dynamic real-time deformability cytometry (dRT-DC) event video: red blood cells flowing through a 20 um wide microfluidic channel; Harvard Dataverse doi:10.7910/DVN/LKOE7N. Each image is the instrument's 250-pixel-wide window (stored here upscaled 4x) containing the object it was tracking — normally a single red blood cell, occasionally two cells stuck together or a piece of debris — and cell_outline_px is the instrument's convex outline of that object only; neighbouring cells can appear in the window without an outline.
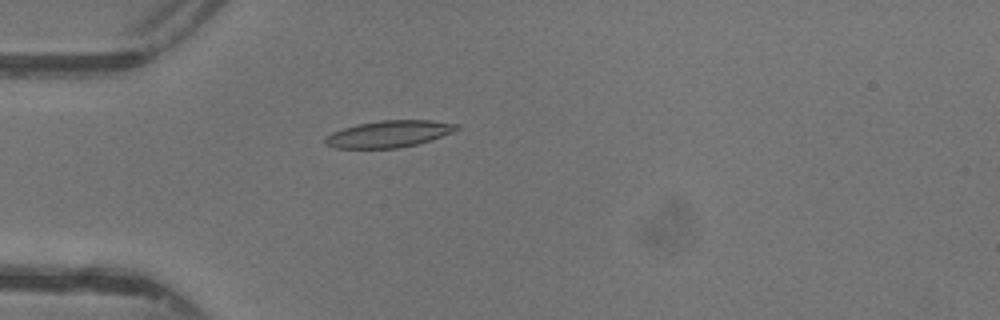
{"species": "common noctule bat (a hibernating species)", "species_latin": "Nyctalus noctula", "temperature_condition": "warm", "stored_images_in_passage": 47, "camera_frame_rate_fps": 3000, "um_per_image_px": 0.085, "animal": {"sex": "female"}, "frame": {"image": 1, "passage_image": 14, "time_ms": 4.333, "image_size_px": [1000, 320], "cell_outline_px": [[460, 128], [452, 132], [416, 144], [400, 148], [336, 148], [324, 144], [324, 136], [332, 132], [356, 124], [380, 120], [432, 120], [460, 124]], "centroid_in_image_um": [33.02, 11.38], "position_along_channel_um": 52.0, "area_um2": 20.52}}
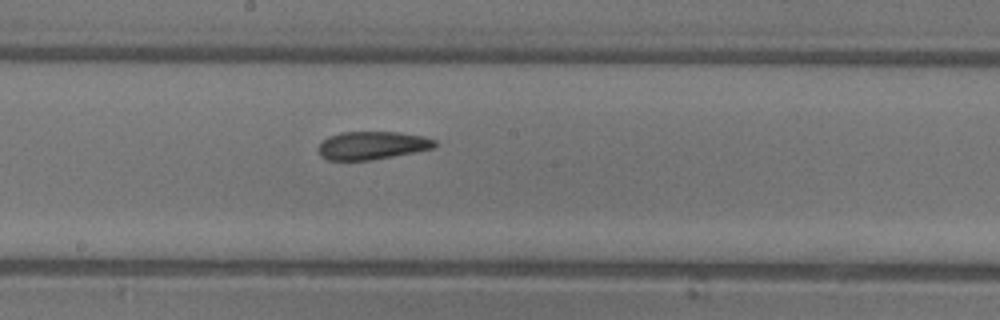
{"frame": {"image": 2, "passage_image": 26, "time_ms": 8.333, "image_size_px": [1000, 320], "cell_outline_px": [[436, 148], [372, 160], [328, 160], [320, 156], [320, 144], [328, 136], [340, 132], [400, 132], [424, 136], [436, 140]], "centroid_in_image_um": [31.67, 12.35], "position_along_channel_um": 216.5, "area_um2": 19.07}}
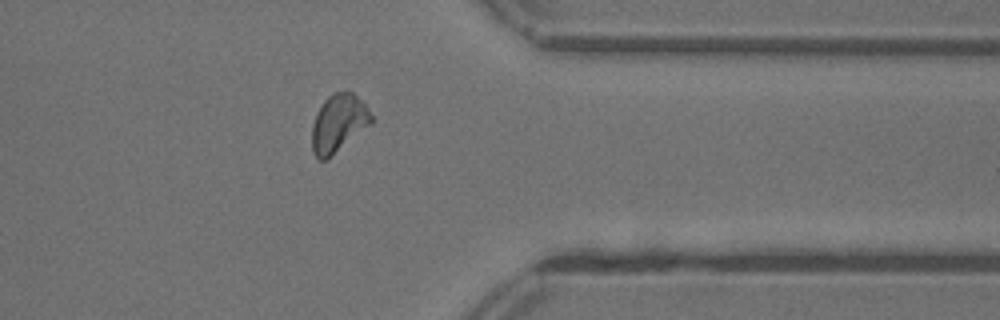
{"frame": {"image": 3, "passage_image": 38, "time_ms": 12.333, "image_size_px": [1000, 320], "cell_outline_px": [[372, 124], [328, 160], [320, 160], [312, 152], [312, 124], [316, 112], [324, 100], [328, 96], [336, 92], [348, 88], [364, 104], [372, 116]], "centroid_in_image_um": [28.76, 10.49], "position_along_channel_um": 382.6, "area_um2": 20.35}, "authors_computed_cell_mechanics": {"area_um2": 19.5942, "velocity_mm_per_s": 4.3928, "shape_relaxation_time_tau1_ms": 4.9478, "shape_relaxation_time_tau2_ms": 2.633, "deformation_change_tau1": 0.1504, "deformation_change_tau2": 0.1}}